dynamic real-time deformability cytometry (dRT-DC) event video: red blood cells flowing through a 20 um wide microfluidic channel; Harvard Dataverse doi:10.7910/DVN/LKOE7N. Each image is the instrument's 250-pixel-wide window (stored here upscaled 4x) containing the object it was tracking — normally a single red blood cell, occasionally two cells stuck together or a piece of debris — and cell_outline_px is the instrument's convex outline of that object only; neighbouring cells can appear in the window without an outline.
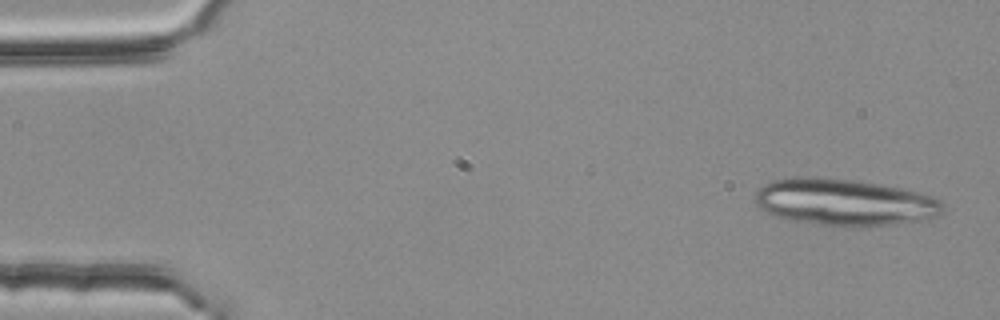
{"species": "common noctule bat (a hibernating species)", "species_latin": "Nyctalus noctula", "temperature_condition": "room temperature", "stored_images_in_passage": 4, "camera_frame_rate_fps": 3000, "um_per_image_px": 0.085, "animal": {"sex": "female", "body_mass_g": 25.1}, "frame": {"image": 1, "passage_image": 1, "time_ms": 0.0, "image_size_px": [1000, 320], "cell_outline_px": [[944, 208], [936, 216], [928, 220], [896, 224], [820, 224], [796, 220], [776, 216], [764, 212], [756, 204], [756, 192], [764, 184], [772, 180], [796, 176], [816, 176], [856, 180], [880, 184], [900, 188], [932, 196], [940, 200], [944, 204]], "centroid_in_image_um": [71.77, 17.14], "position_along_channel_um": 13.2, "area_um2": 50.52}}